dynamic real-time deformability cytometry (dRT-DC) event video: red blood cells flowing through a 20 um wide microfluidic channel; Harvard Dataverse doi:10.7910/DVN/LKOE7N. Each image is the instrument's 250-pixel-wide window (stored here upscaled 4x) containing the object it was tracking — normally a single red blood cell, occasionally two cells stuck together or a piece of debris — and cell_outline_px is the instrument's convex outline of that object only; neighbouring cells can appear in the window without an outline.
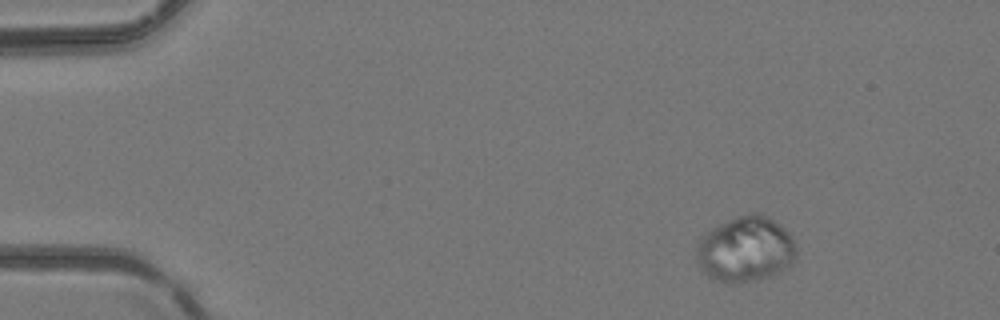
{"species": "common noctule bat (a hibernating species)", "species_latin": "Nyctalus noctula", "temperature_condition": "room temperature", "stored_images_in_passage": 4, "camera_frame_rate_fps": 3000, "um_per_image_px": 0.085, "animal": {"sex": "female", "body_mass_g": 24.6, "forearm_length_mm": 56.2}, "frame": {"image": 1, "passage_image": 1, "time_ms": 0.0, "image_size_px": [1000, 320], "cell_outline_px": [[796, 260], [792, 264], [780, 272], [768, 276], [740, 284], [728, 284], [712, 280], [700, 268], [696, 260], [696, 252], [700, 240], [712, 228], [728, 220], [748, 212], [760, 212], [768, 216], [780, 224], [792, 236], [796, 248]], "centroid_in_image_um": [63.39, 21.2], "position_along_channel_um": 21.6, "area_um2": 38.55}}
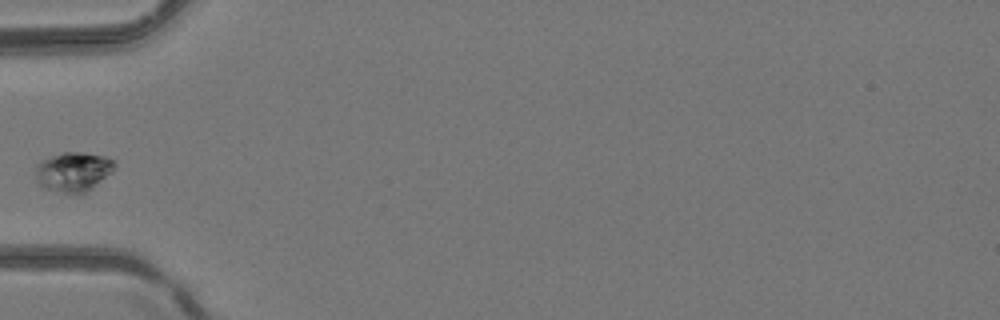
{"frame": {"image": 2, "passage_image": 4, "time_ms": 1.0, "image_size_px": [1000, 320], "cell_outline_px": [[116, 168], [112, 172], [92, 188], [80, 196], [72, 196], [44, 188], [40, 184], [36, 176], [36, 164], [40, 160], [64, 152], [84, 152], [104, 156], [112, 160], [116, 164]], "centroid_in_image_um": [6.24, 14.63], "position_along_channel_um": 78.8, "area_um2": 18.55}}